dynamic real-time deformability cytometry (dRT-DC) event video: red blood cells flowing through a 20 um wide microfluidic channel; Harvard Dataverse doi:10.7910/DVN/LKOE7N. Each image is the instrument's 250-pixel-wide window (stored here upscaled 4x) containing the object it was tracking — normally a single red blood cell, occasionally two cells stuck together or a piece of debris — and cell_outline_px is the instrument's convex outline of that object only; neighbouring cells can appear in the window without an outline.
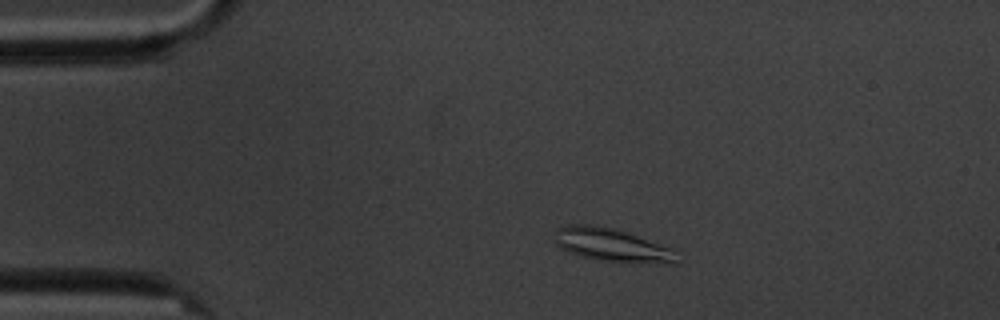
{"species": "common noctule bat (a hibernating species)", "species_latin": "Nyctalus noctula", "temperature_condition": "cold", "stored_images_in_passage": 10, "camera_frame_rate_fps": 3000, "um_per_image_px": 0.085, "animal": {"sex": "male", "body_mass_g": 20.1, "forearm_length_mm": 53.5}, "frame": {"image": 1, "passage_image": 2, "time_ms": 1.0, "image_size_px": [1000, 320], "cell_outline_px": [[676, 260], [672, 264], [668, 264], [596, 260], [568, 252], [560, 248], [556, 244], [556, 228], [568, 224], [596, 224], [616, 228], [672, 248]], "centroid_in_image_um": [51.96, 20.8], "position_along_channel_um": 33.0, "area_um2": 23.64}}
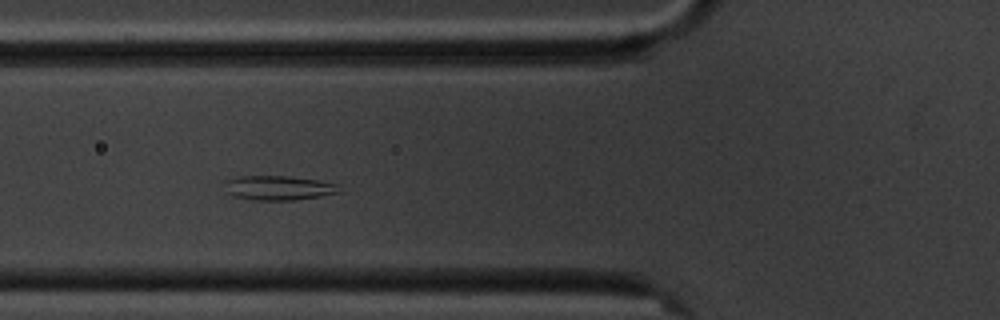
{"frame": {"image": 2, "passage_image": 5, "time_ms": 4.333, "image_size_px": [1000, 320], "cell_outline_px": [[340, 192], [320, 196], [296, 200], [252, 200], [232, 196], [224, 192], [224, 180], [240, 176], [288, 176], [320, 180], [336, 184]], "centroid_in_image_um": [23.59, 15.97], "position_along_channel_um": 102.2, "area_um2": 16.53}}
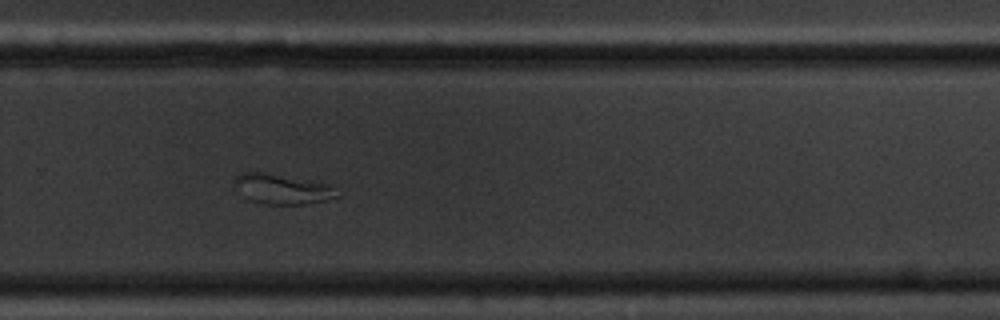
{"frame": {"image": 3, "passage_image": 10, "time_ms": 10.333, "image_size_px": [1000, 320], "cell_outline_px": [[340, 196], [328, 200], [308, 204], [264, 204], [248, 200], [244, 196], [236, 184], [236, 176], [240, 172], [260, 172], [332, 184]], "centroid_in_image_um": [24.05, 16.08], "position_along_channel_um": 305.7, "area_um2": 17.8}}